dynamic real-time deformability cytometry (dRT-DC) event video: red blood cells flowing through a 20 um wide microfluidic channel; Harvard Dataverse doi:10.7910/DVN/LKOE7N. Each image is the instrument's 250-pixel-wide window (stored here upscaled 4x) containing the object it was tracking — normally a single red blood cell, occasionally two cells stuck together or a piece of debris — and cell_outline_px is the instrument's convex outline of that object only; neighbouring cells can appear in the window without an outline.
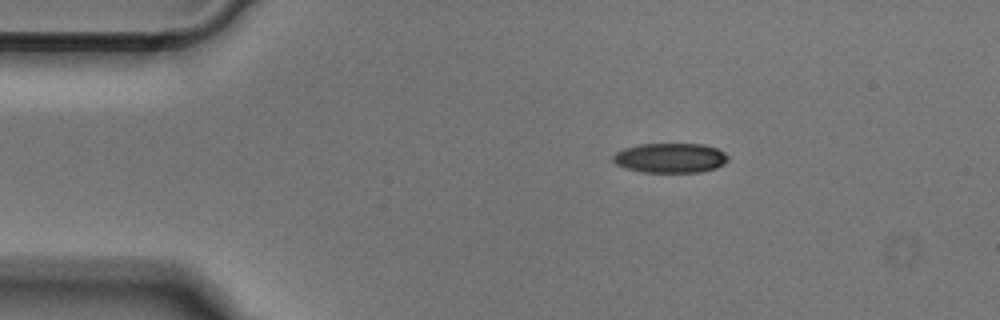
{"species": "Egyptian fruit bat (a non-hibernating species)", "species_latin": "Rousettus aegyptiacus", "temperature_condition": "cold", "stored_images_in_passage": 43, "camera_frame_rate_fps": 3000, "um_per_image_px": 0.085, "animal": {"sex": "male"}, "frame": {"image": 1, "passage_image": 1, "time_ms": 0.0, "image_size_px": [1000, 320], "cell_outline_px": [[728, 160], [724, 164], [716, 168], [700, 172], [640, 172], [624, 168], [616, 164], [612, 160], [612, 156], [616, 152], [624, 148], [640, 144], [704, 144], [716, 148], [724, 152], [728, 156]], "centroid_in_image_um": [56.96, 13.43], "position_along_channel_um": 28.0, "area_um2": 20.06}}
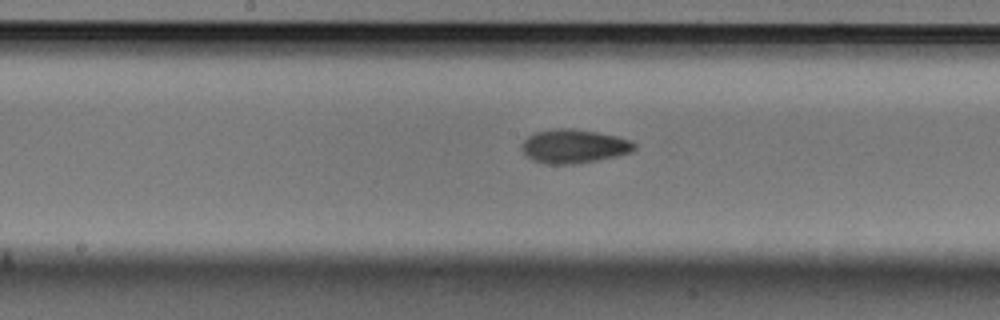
{"frame": {"image": 2, "passage_image": 18, "time_ms": 5.667, "image_size_px": [1000, 320], "cell_outline_px": [[636, 148], [632, 152], [616, 156], [596, 160], [572, 164], [544, 164], [532, 160], [520, 148], [524, 140], [528, 136], [536, 132], [560, 128], [572, 128], [596, 132], [616, 136], [632, 140], [636, 144]], "centroid_in_image_um": [48.79, 12.43], "position_along_channel_um": 199.4, "area_um2": 22.14}}
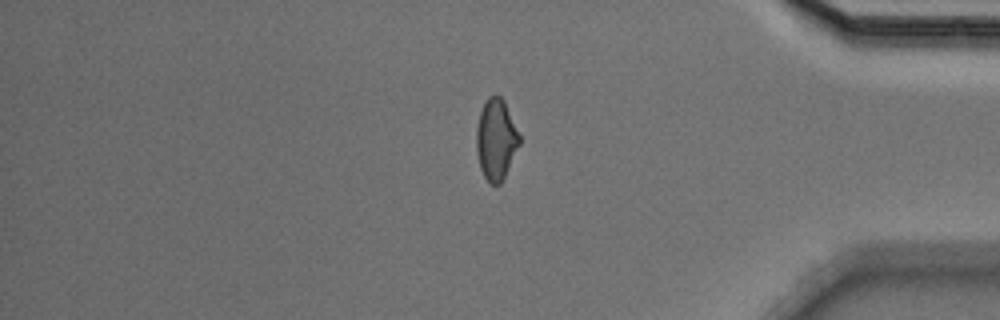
{"frame": {"image": 3, "passage_image": 35, "time_ms": 11.333, "image_size_px": [1000, 320], "cell_outline_px": [[520, 144], [500, 184], [488, 184], [480, 168], [476, 152], [476, 128], [480, 112], [488, 96], [500, 96], [504, 100], [520, 136]], "centroid_in_image_um": [42.15, 11.86], "position_along_channel_um": 393.1, "area_um2": 20.17}}